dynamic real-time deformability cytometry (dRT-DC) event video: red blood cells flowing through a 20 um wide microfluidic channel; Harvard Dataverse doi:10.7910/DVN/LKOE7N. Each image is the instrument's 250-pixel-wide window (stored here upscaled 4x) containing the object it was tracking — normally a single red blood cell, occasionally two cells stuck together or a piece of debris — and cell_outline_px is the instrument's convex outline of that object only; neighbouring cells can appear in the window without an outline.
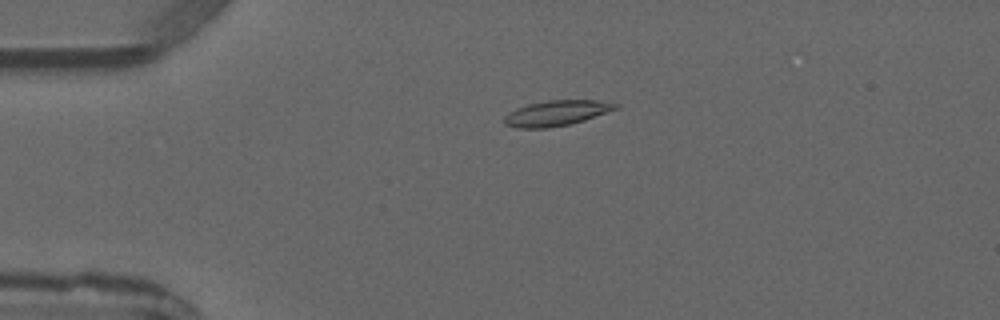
{"species": "common noctule bat (a hibernating species)", "species_latin": "Nyctalus noctula", "temperature_condition": "warm", "stored_images_in_passage": 4, "camera_frame_rate_fps": 3000, "um_per_image_px": 0.085, "animal": {"sex": "male", "forearm_length_mm": 52.5}, "frame": {"image": 1, "passage_image": 4, "time_ms": 3.333, "image_size_px": [1000, 320], "cell_outline_px": [[620, 108], [584, 120], [568, 124], [548, 128], [520, 128], [504, 124], [504, 116], [516, 108], [528, 104], [548, 100], [596, 100], [620, 104]], "centroid_in_image_um": [47.32, 9.61], "position_along_channel_um": 37.7, "area_um2": 16.42}}